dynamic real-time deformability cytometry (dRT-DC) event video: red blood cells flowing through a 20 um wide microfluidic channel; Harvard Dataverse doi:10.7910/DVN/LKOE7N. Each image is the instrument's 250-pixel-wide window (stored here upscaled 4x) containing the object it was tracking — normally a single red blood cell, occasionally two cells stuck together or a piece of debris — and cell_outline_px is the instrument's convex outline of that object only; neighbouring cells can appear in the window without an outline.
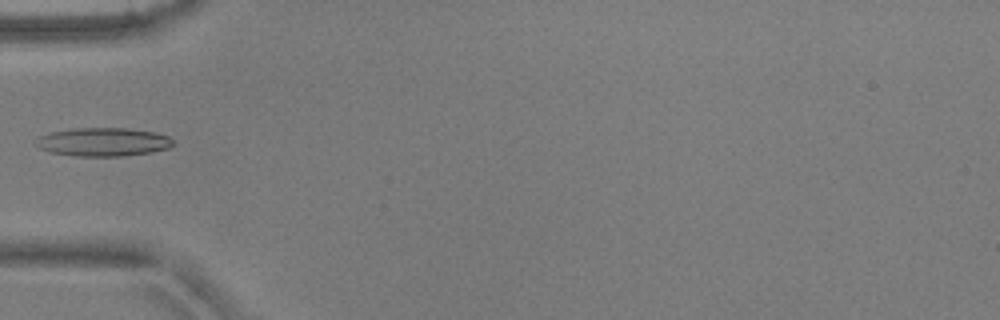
{"species": "common noctule bat (a hibernating species)", "species_latin": "Nyctalus noctula", "temperature_condition": "warm", "stored_images_in_passage": 5, "camera_frame_rate_fps": 3000, "um_per_image_px": 0.085, "animal": {"sex": "male", "body_mass_g": 17.9, "forearm_length_mm": 54.2}, "frame": {"image": 1, "passage_image": 5, "time_ms": 1.333, "image_size_px": [1000, 320], "cell_outline_px": [[172, 144], [168, 148], [152, 152], [120, 156], [76, 156], [52, 152], [40, 148], [36, 144], [36, 140], [40, 136], [52, 132], [68, 128], [124, 128], [156, 132], [168, 136], [172, 140]], "centroid_in_image_um": [8.77, 12.06], "position_along_channel_um": 76.2, "area_um2": 22.6}}